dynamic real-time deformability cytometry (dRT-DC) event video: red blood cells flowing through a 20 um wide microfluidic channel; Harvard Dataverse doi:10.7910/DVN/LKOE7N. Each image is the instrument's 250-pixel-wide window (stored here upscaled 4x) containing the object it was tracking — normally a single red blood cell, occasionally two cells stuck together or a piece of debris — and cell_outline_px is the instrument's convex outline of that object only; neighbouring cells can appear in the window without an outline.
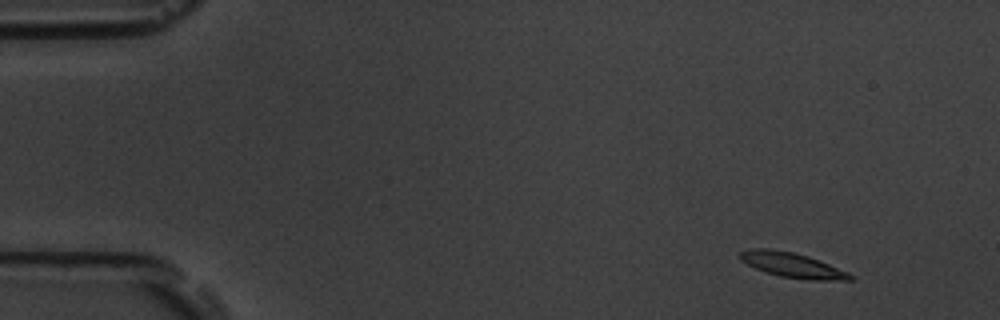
{"species": "common noctule bat (a hibernating species)", "species_latin": "Nyctalus noctula", "temperature_condition": "room temperature", "stored_images_in_passage": 55, "camera_frame_rate_fps": 3000, "um_per_image_px": 0.085, "animal": {"sex": "male", "body_mass_g": 19.5, "forearm_length_mm": 54.6}, "frame": {"image": 1, "passage_image": 5, "time_ms": 1.333, "image_size_px": [1000, 320], "cell_outline_px": [[856, 276], [852, 280], [808, 280], [780, 276], [756, 268], [740, 260], [740, 252], [752, 248], [768, 248], [792, 252], [808, 256], [848, 272]], "centroid_in_image_um": [67.37, 22.53], "position_along_channel_um": 17.6, "area_um2": 15.78}}
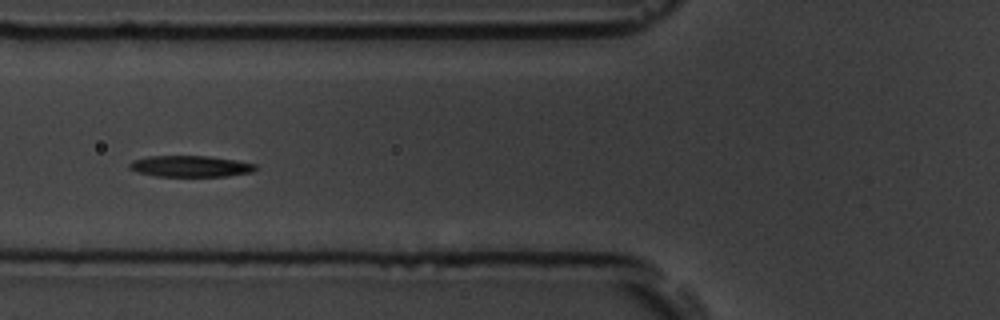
{"frame": {"image": 2, "passage_image": 21, "time_ms": 6.667, "image_size_px": [1000, 320], "cell_outline_px": [[256, 168], [252, 172], [228, 176], [156, 176], [136, 172], [128, 168], [128, 164], [132, 160], [148, 156], [208, 156], [236, 160], [256, 164]], "centroid_in_image_um": [16.15, 14.13], "position_along_channel_um": 109.7, "area_um2": 15.66}}
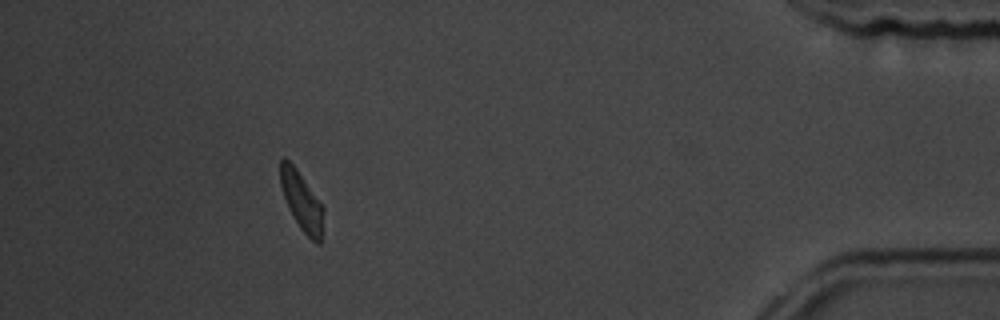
{"frame": {"image": 3, "passage_image": 50, "time_ms": 16.333, "image_size_px": [1000, 320], "cell_outline_px": [[324, 212], [320, 244], [316, 244], [300, 228], [284, 196], [280, 184], [280, 160], [284, 156], [296, 168], [324, 208]], "centroid_in_image_um": [25.65, 17.09], "position_along_channel_um": 409.6, "area_um2": 14.28}, "authors_computed_cell_mechanics": {"area_um2": 15.3748, "velocity_mm_per_s": 3.6896, "shape_relaxation_time_tau1_ms": 2.1982, "shape_relaxation_time_tau2_ms": 6.384, "deformation_change_tau1": 0.1239, "deformation_change_tau2": 0.1497}}